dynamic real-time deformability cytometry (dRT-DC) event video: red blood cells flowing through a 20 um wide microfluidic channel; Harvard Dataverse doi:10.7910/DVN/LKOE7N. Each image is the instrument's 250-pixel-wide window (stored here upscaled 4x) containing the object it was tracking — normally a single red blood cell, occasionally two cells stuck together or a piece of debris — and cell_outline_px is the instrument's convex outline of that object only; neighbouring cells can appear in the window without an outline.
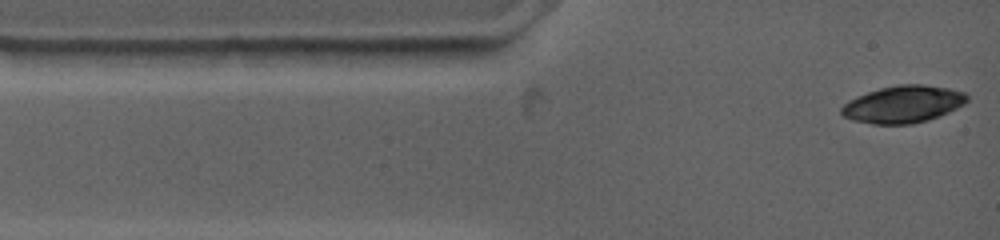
{"species": "common noctule bat (a hibernating species)", "species_latin": "Nyctalus noctula", "temperature_condition": "warm", "stored_images_in_passage": 2, "camera_frame_rate_fps": 4500, "um_per_image_px": 0.085, "animal": {"sex": "female", "body_mass_g": 19.0, "forearm_length_mm": 53.3}, "frame": {"image": 1, "passage_image": 1, "time_ms": 0.0, "image_size_px": [1000, 240], "cell_outline_px": [[968, 100], [964, 104], [940, 116], [928, 120], [912, 124], [872, 124], [852, 120], [844, 116], [840, 112], [840, 108], [848, 100], [868, 92], [880, 88], [900, 84], [924, 84], [948, 88], [964, 92], [968, 96]], "centroid_in_image_um": [76.76, 8.86], "position_along_channel_um": 8.2, "area_um2": 27.22}}